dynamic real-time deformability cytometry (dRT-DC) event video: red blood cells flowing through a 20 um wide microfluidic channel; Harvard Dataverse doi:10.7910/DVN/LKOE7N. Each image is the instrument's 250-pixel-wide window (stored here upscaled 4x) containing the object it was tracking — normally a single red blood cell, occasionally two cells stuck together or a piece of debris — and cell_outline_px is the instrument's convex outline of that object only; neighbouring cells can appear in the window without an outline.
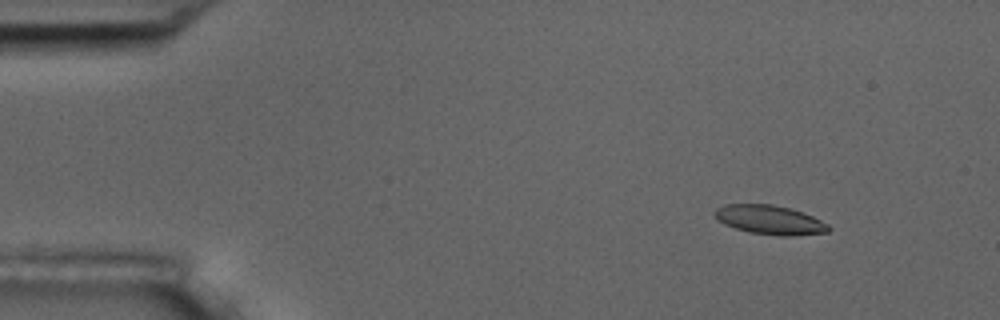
{"species": "common noctule bat (a hibernating species)", "species_latin": "Nyctalus noctula", "temperature_condition": "room temperature", "stored_images_in_passage": 56, "camera_frame_rate_fps": 3000, "um_per_image_px": 0.085, "animal": {"sex": "male", "body_mass_g": 17.5, "forearm_length_mm": 52.3}, "frame": {"image": 1, "passage_image": 7, "time_ms": 2.0, "image_size_px": [1000, 320], "cell_outline_px": [[832, 228], [828, 232], [792, 236], [780, 236], [748, 232], [724, 224], [712, 212], [716, 208], [724, 204], [772, 204], [792, 208], [812, 216], [828, 224]], "centroid_in_image_um": [65.45, 18.68], "position_along_channel_um": 19.6, "area_um2": 19.42}}
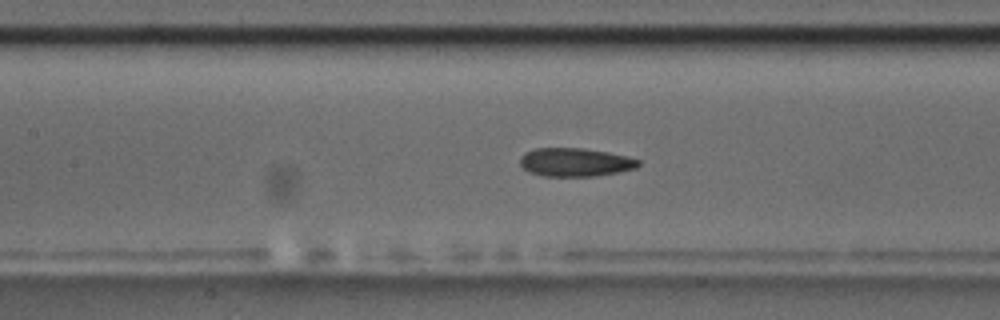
{"frame": {"image": 2, "passage_image": 26, "time_ms": 8.333, "image_size_px": [1000, 320], "cell_outline_px": [[640, 164], [636, 168], [596, 176], [544, 176], [528, 172], [520, 164], [520, 156], [524, 152], [536, 148], [584, 148], [608, 152], [628, 156], [640, 160]], "centroid_in_image_um": [48.88, 13.78], "position_along_channel_um": 158.5, "area_um2": 19.71}}
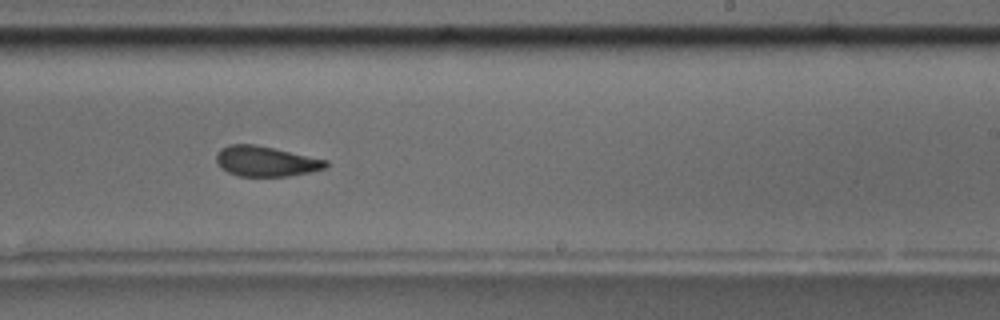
{"frame": {"image": 3, "passage_image": 35, "time_ms": 11.333, "image_size_px": [1000, 320], "cell_outline_px": [[328, 164], [324, 168], [308, 172], [288, 176], [240, 176], [228, 172], [220, 168], [216, 160], [216, 156], [220, 148], [228, 144], [252, 144], [272, 148], [328, 160]], "centroid_in_image_um": [22.55, 13.71], "position_along_channel_um": 266.5, "area_um2": 19.07}, "authors_computed_cell_mechanics": {"area_um2": 19.8832, "velocity_mm_per_s": 3.6204, "shape_relaxation_time_tau1_ms": null, "shape_relaxation_time_tau2_ms": 3.1831, "deformation_change_tau1": null, "deformation_change_tau2": 0.1052}}